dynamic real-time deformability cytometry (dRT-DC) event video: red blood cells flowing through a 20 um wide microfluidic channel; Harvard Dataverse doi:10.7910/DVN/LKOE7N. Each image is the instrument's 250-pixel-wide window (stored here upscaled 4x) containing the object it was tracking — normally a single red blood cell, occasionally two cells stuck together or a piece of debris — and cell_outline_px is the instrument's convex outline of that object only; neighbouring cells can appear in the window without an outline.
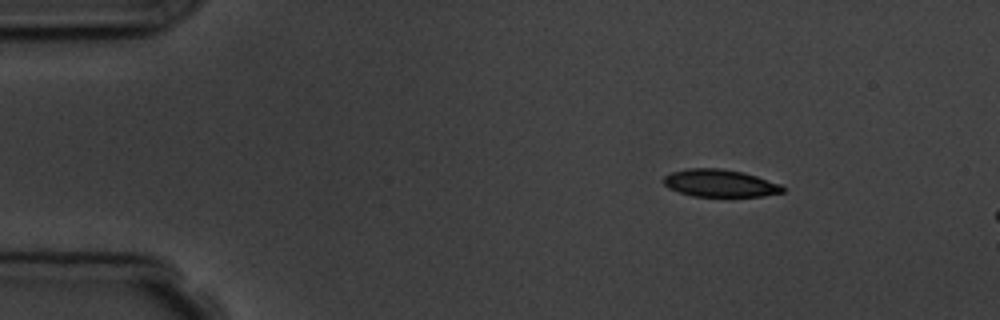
{"species": "common noctule bat (a hibernating species)", "species_latin": "Nyctalus noctula", "temperature_condition": "room temperature", "stored_images_in_passage": 3, "camera_frame_rate_fps": 3000, "um_per_image_px": 0.085, "animal": {"sex": "male", "body_mass_g": 19.5, "forearm_length_mm": 54.6}, "frame": {"image": 1, "passage_image": 1, "time_ms": 0.0, "image_size_px": [1000, 320], "cell_outline_px": [[784, 192], [764, 196], [692, 196], [668, 188], [664, 184], [664, 176], [672, 172], [688, 168], [720, 168], [744, 172], [780, 184], [784, 188]], "centroid_in_image_um": [61.19, 15.57], "position_along_channel_um": 23.8, "area_um2": 18.96}}